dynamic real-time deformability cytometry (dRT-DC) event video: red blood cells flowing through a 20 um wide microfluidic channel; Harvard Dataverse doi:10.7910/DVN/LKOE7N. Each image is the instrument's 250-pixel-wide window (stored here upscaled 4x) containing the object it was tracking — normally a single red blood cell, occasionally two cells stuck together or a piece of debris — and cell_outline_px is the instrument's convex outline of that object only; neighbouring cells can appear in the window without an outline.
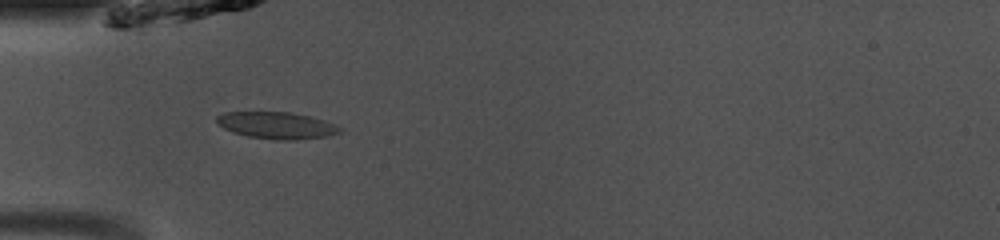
{"species": "common noctule bat (a hibernating species)", "species_latin": "Nyctalus noctula", "temperature_condition": "room temperature", "stored_images_in_passage": 36, "camera_frame_rate_fps": 3000, "um_per_image_px": 0.085, "animal": {"sex": "male", "body_mass_g": 13.0, "forearm_length_mm": 53.1}, "frame": {"image": 1, "passage_image": 3, "time_ms": 0.667, "image_size_px": [1000, 240], "cell_outline_px": [[344, 128], [340, 132], [324, 136], [296, 140], [276, 140], [248, 136], [232, 132], [224, 128], [216, 120], [216, 116], [224, 112], [288, 112], [308, 116], [324, 120], [336, 124]], "centroid_in_image_um": [23.52, 10.65], "position_along_channel_um": 61.5, "area_um2": 19.13}}
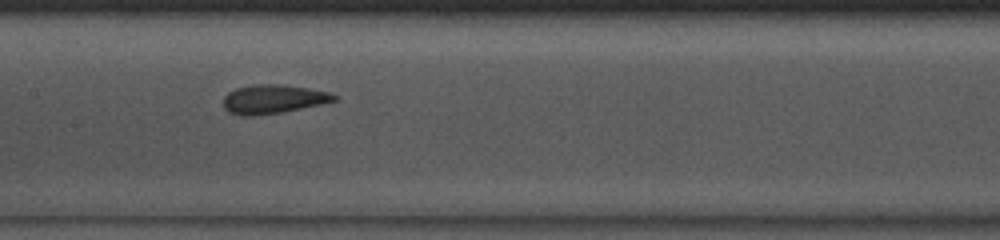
{"frame": {"image": 2, "passage_image": 12, "time_ms": 3.667, "image_size_px": [1000, 240], "cell_outline_px": [[340, 96], [336, 100], [320, 104], [284, 112], [252, 116], [240, 116], [228, 112], [224, 108], [224, 96], [228, 92], [236, 88], [252, 84], [280, 84], [308, 88], [328, 92]], "centroid_in_image_um": [23.2, 8.43], "position_along_channel_um": 184.2, "area_um2": 18.79}}
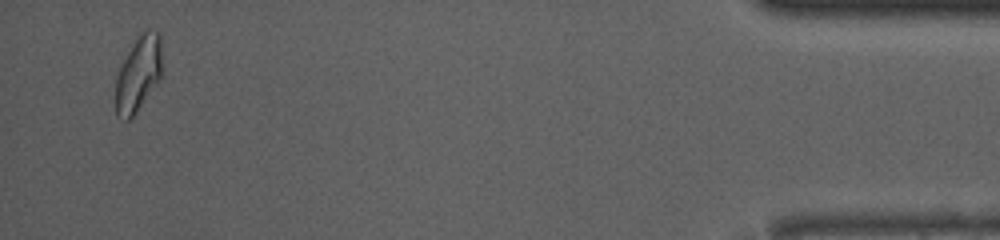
{"frame": {"image": 3, "passage_image": 35, "time_ms": 11.333, "image_size_px": [1000, 240], "cell_outline_px": [[160, 80], [136, 112], [128, 120], [124, 120], [116, 116], [116, 76], [136, 36], [144, 28], [148, 28], [160, 32]], "centroid_in_image_um": [11.75, 6.24], "position_along_channel_um": 423.4, "area_um2": 20.29}, "authors_computed_cell_mechanics": {"area_um2": 18.6116, "velocity_mm_per_s": 4.1052, "shape_relaxation_time_tau1_ms": 2.705, "shape_relaxation_time_tau2_ms": 1.4874, "deformation_change_tau1": 0.1108, "deformation_change_tau2": 0.0786}}